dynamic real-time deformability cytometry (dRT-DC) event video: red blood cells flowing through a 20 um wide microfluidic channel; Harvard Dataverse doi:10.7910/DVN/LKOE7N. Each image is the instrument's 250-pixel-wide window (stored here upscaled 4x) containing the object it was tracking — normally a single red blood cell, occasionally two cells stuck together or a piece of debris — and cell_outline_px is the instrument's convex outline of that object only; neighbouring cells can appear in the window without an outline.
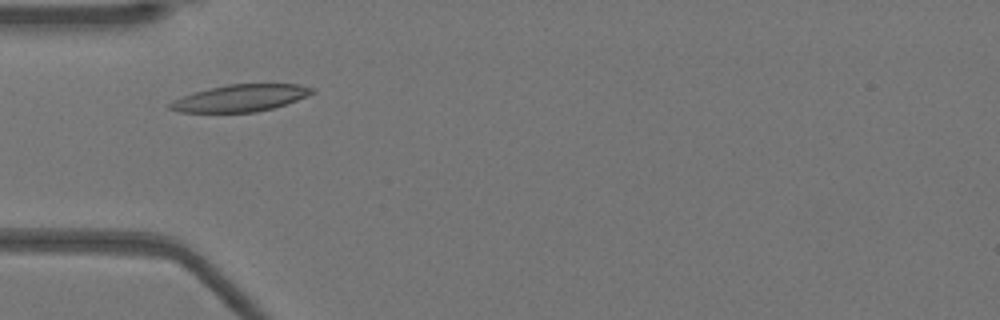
{"species": "Egyptian fruit bat (a non-hibernating species)", "species_latin": "Rousettus aegyptiacus", "temperature_condition": "warm", "stored_images_in_passage": 37, "camera_frame_rate_fps": 3000, "um_per_image_px": 0.085, "animal": {"sex": "female"}, "frame": {"image": 1, "passage_image": 8, "time_ms": 2.333, "image_size_px": [1000, 320], "cell_outline_px": [[316, 92], [308, 96], [272, 108], [256, 112], [180, 112], [168, 108], [168, 104], [172, 100], [180, 96], [192, 92], [228, 84], [296, 84], [316, 88]], "centroid_in_image_um": [20.42, 8.33], "position_along_channel_um": 64.6, "area_um2": 22.37}}
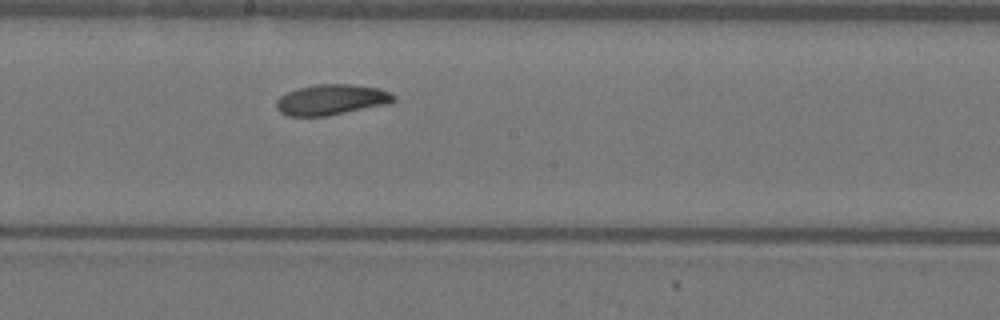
{"frame": {"image": 2, "passage_image": 20, "time_ms": 6.333, "image_size_px": [1000, 320], "cell_outline_px": [[396, 100], [388, 104], [328, 116], [288, 116], [280, 112], [276, 108], [276, 100], [280, 96], [296, 88], [316, 84], [352, 84], [380, 88], [396, 96]], "centroid_in_image_um": [28.17, 8.47], "position_along_channel_um": 220.0, "area_um2": 21.1}}
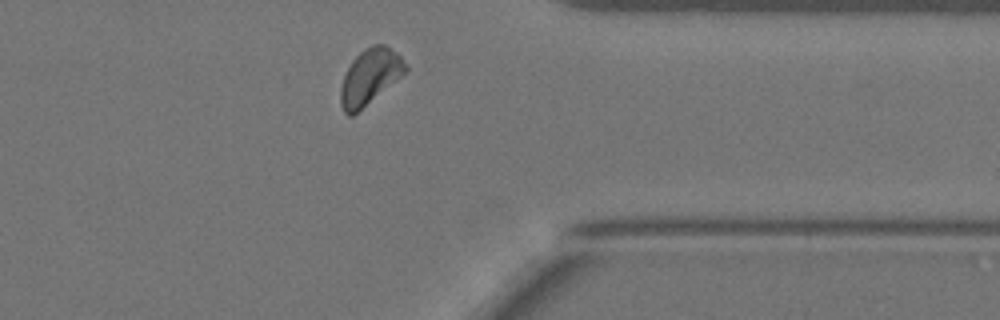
{"frame": {"image": 3, "passage_image": 33, "time_ms": 10.667, "image_size_px": [1000, 320], "cell_outline_px": [[408, 68], [400, 76], [352, 116], [348, 116], [344, 112], [340, 104], [340, 88], [344, 76], [352, 60], [364, 48], [372, 44], [384, 44], [396, 52], [400, 56]], "centroid_in_image_um": [31.4, 6.5], "position_along_channel_um": 380.0, "area_um2": 20.46}, "authors_computed_cell_mechanics": {"area_um2": 20.9236, "velocity_mm_per_s": 3.8943, "shape_relaxation_time_tau1_ms": 6.1826, "shape_relaxation_time_tau2_ms": null, "deformation_change_tau1": 0.1468, "deformation_change_tau2": null}}